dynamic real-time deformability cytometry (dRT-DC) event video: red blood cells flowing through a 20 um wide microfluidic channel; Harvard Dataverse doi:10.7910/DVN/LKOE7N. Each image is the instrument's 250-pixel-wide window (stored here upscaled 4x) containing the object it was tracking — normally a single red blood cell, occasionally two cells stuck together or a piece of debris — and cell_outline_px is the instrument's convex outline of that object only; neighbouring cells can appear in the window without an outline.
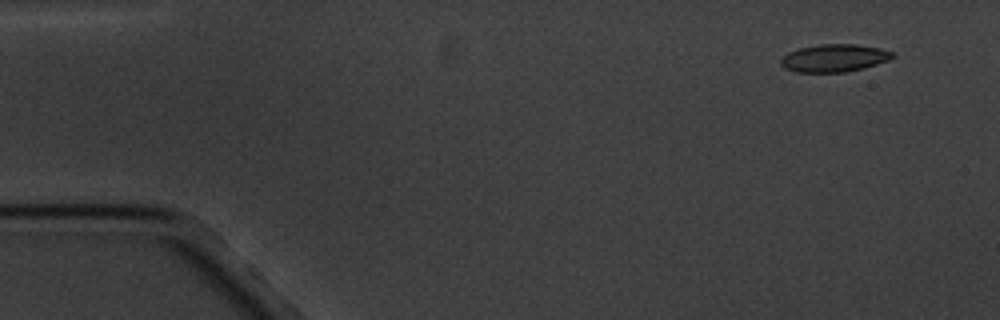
{"species": "common noctule bat (a hibernating species)", "species_latin": "Nyctalus noctula", "temperature_condition": "cold", "stored_images_in_passage": 5, "camera_frame_rate_fps": 3000, "um_per_image_px": 0.085, "animal": {"sex": "male", "body_mass_g": 20.1, "forearm_length_mm": 53.5}, "frame": {"image": 1, "passage_image": 1, "time_ms": 0.0, "image_size_px": [1000, 320], "cell_outline_px": [[896, 56], [888, 60], [864, 68], [844, 72], [796, 72], [784, 68], [780, 64], [780, 60], [788, 52], [800, 48], [820, 44], [856, 44], [880, 48], [892, 52]], "centroid_in_image_um": [70.9, 4.93], "position_along_channel_um": 14.1, "area_um2": 17.98}}